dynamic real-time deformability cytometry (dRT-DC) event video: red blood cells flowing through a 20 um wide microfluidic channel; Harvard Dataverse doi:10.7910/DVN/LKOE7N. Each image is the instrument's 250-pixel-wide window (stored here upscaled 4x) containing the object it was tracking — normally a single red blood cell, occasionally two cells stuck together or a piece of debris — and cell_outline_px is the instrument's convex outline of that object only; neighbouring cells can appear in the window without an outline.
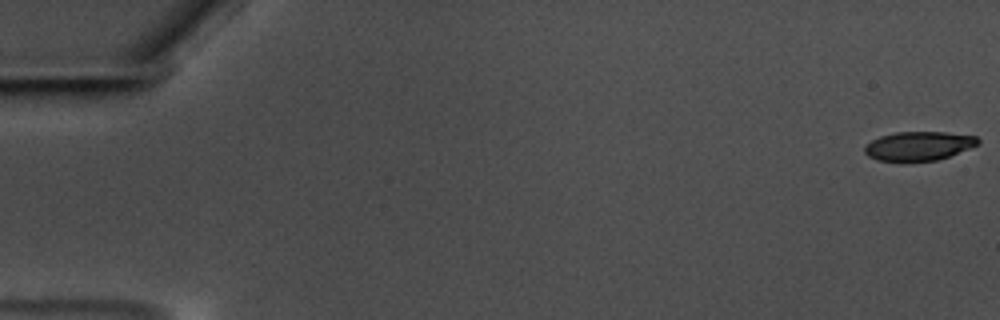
{"species": "common noctule bat (a hibernating species)", "species_latin": "Nyctalus noctula", "temperature_condition": "warm", "stored_images_in_passage": 58, "camera_frame_rate_fps": 3000, "um_per_image_px": 0.085, "animal": {"sex": "male", "body_mass_g": 17.5, "forearm_length_mm": 52.3}, "frame": {"image": 1, "passage_image": 1, "time_ms": 0.0, "image_size_px": [1000, 320], "cell_outline_px": [[980, 144], [948, 156], [936, 160], [908, 164], [904, 164], [876, 160], [868, 156], [864, 152], [864, 148], [872, 140], [880, 136], [896, 132], [944, 132], [976, 136], [980, 140]], "centroid_in_image_um": [78.05, 12.45], "position_along_channel_um": 7.0, "area_um2": 19.71}}
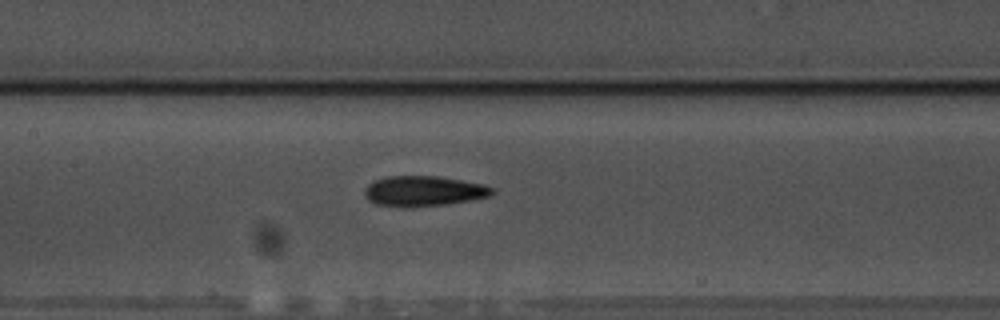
{"frame": {"image": 2, "passage_image": 29, "time_ms": 9.333, "image_size_px": [1000, 320], "cell_outline_px": [[496, 192], [488, 196], [472, 200], [444, 204], [376, 204], [368, 200], [364, 196], [364, 188], [372, 180], [384, 176], [436, 176], [484, 184], [492, 188]], "centroid_in_image_um": [36.0, 16.19], "position_along_channel_um": 171.4, "area_um2": 21.73}}
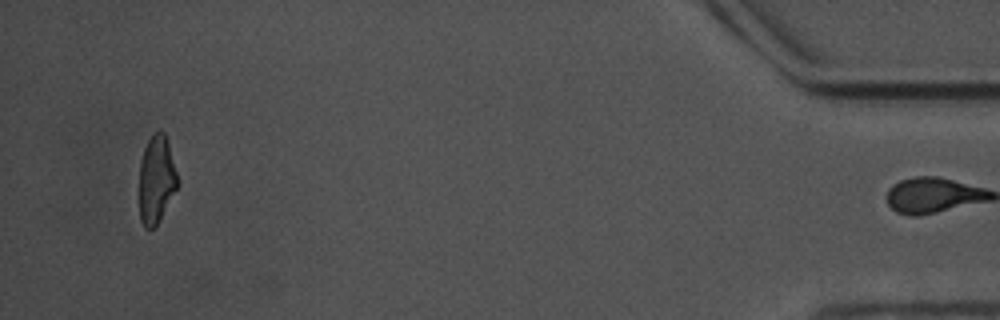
{"frame": {"image": 3, "passage_image": 57, "time_ms": 18.667, "image_size_px": [1000, 320], "cell_outline_px": [[180, 184], [156, 224], [152, 228], [144, 228], [140, 220], [140, 160], [144, 148], [148, 140], [156, 132], [164, 132], [168, 144]], "centroid_in_image_um": [13.29, 15.27], "position_along_channel_um": 421.9, "area_um2": 19.25}, "authors_computed_cell_mechanics": {"area_um2": 21.2415, "velocity_mm_per_s": 3.5136, "shape_relaxation_time_tau1_ms": 7.0869, "shape_relaxation_time_tau2_ms": 4.9847, "deformation_change_tau1": 0.1691, "deformation_change_tau2": 0.1367}}